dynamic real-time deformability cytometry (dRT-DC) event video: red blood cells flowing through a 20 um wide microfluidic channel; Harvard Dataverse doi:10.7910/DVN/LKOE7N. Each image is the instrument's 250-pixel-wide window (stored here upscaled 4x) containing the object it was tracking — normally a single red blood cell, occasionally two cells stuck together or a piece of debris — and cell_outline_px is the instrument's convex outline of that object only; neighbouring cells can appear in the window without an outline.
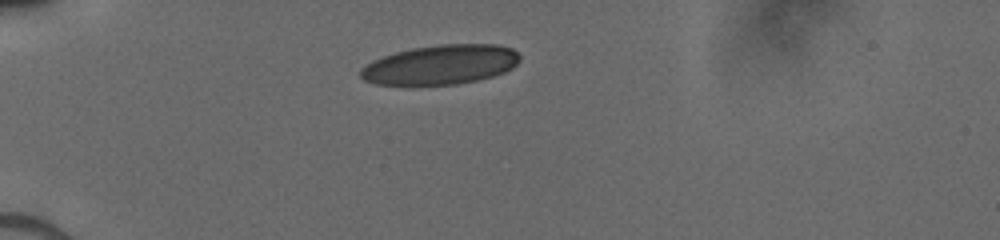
{"species": "human", "species_latin": "Homo sapiens", "temperature_condition": "cold", "stored_images_in_passage": 32, "camera_frame_rate_fps": 3000, "um_per_image_px": 0.085, "donor": {"sex": "male"}, "frame": {"image": 1, "passage_image": 1, "time_ms": 0.0, "image_size_px": [1000, 240], "cell_outline_px": [[520, 60], [512, 68], [504, 72], [492, 76], [476, 80], [456, 84], [376, 84], [364, 80], [360, 76], [360, 68], [372, 60], [396, 52], [412, 48], [440, 44], [500, 44], [512, 48], [520, 56]], "centroid_in_image_um": [37.46, 5.48], "position_along_channel_um": 47.5, "area_um2": 36.53}}
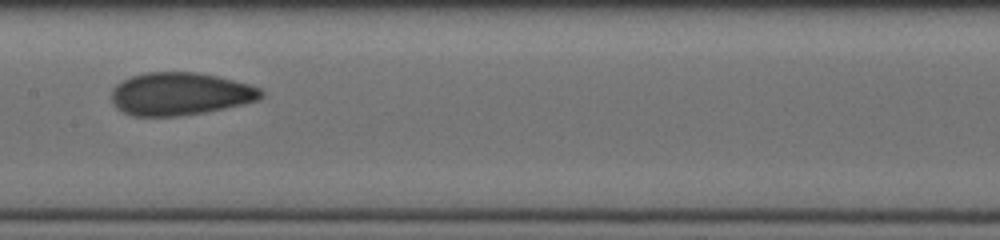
{"frame": {"image": 2, "passage_image": 14, "time_ms": 4.333, "image_size_px": [1000, 240], "cell_outline_px": [[264, 96], [256, 100], [224, 108], [204, 112], [180, 116], [132, 116], [116, 108], [112, 104], [112, 88], [116, 84], [132, 76], [148, 72], [196, 72], [216, 76], [252, 84], [260, 88], [264, 92]], "centroid_in_image_um": [15.3, 7.98], "position_along_channel_um": 192.1, "area_um2": 37.28}}
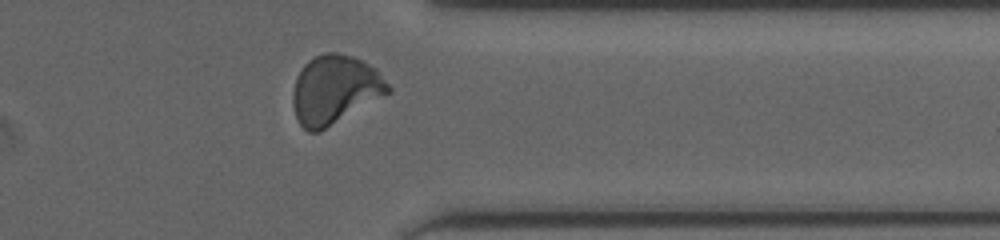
{"frame": {"image": 3, "passage_image": 28, "time_ms": 9.0, "image_size_px": [1000, 240], "cell_outline_px": [[392, 92], [320, 132], [308, 132], [300, 124], [296, 116], [292, 104], [292, 92], [296, 76], [304, 64], [308, 60], [324, 52], [336, 52], [352, 56], [364, 60], [376, 68], [392, 88]], "centroid_in_image_um": [28.47, 7.62], "position_along_channel_um": 382.9, "area_um2": 38.67}}